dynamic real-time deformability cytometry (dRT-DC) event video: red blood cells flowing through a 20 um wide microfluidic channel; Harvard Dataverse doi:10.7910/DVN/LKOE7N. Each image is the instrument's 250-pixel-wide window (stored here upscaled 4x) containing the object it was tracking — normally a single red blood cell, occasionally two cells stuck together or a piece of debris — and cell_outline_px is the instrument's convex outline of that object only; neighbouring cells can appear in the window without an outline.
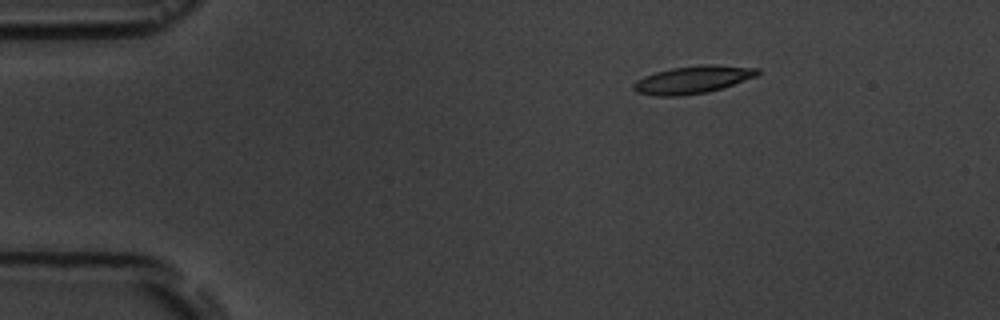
{"species": "common noctule bat (a hibernating species)", "species_latin": "Nyctalus noctula", "temperature_condition": "room temperature", "stored_images_in_passage": 3, "camera_frame_rate_fps": 3000, "um_per_image_px": 0.085, "animal": {"sex": "male", "body_mass_g": 19.5, "forearm_length_mm": 54.6}, "frame": {"image": 1, "passage_image": 1, "time_ms": 0.0, "image_size_px": [1000, 320], "cell_outline_px": [[760, 72], [756, 76], [724, 88], [708, 92], [680, 96], [656, 96], [636, 92], [632, 88], [632, 84], [636, 80], [644, 76], [656, 72], [672, 68], [704, 64], [716, 64], [760, 68]], "centroid_in_image_um": [58.89, 6.77], "position_along_channel_um": 26.1, "area_um2": 20.17}}